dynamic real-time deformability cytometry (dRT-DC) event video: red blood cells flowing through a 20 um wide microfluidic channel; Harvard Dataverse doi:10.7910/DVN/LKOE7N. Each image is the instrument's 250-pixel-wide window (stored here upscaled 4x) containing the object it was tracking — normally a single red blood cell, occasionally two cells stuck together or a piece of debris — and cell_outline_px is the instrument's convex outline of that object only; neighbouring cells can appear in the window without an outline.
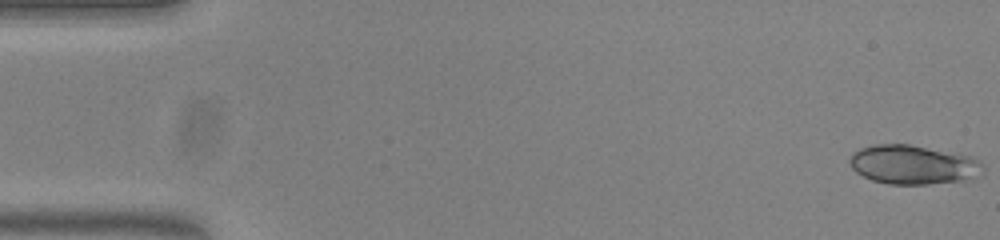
{"species": "common noctule bat (a hibernating species)", "species_latin": "Nyctalus noctula", "temperature_condition": "warm", "stored_images_in_passage": 53, "camera_frame_rate_fps": 3000, "um_per_image_px": 0.085, "animal": {"sex": "female", "body_mass_g": 23.0, "forearm_length_mm": 53.4}, "frame": {"image": 1, "passage_image": 1, "time_ms": 0.0, "image_size_px": [1000, 240], "cell_outline_px": [[984, 176], [972, 180], [928, 184], [888, 184], [872, 180], [856, 172], [848, 164], [848, 160], [852, 152], [860, 148], [876, 144], [908, 144], [972, 156], [980, 160], [984, 168]], "centroid_in_image_um": [77.67, 14.01], "position_along_channel_um": 7.3, "area_um2": 30.98}}
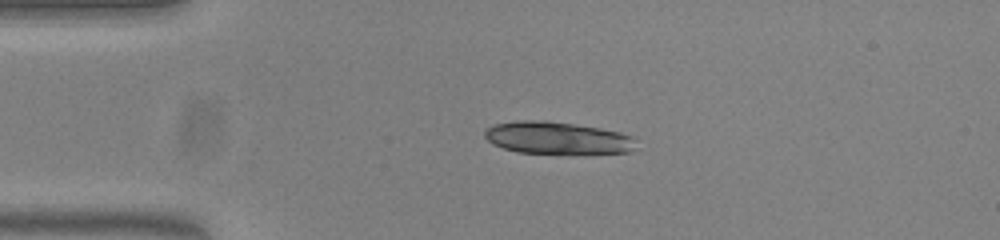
{"frame": {"image": 2, "passage_image": 12, "time_ms": 3.667, "image_size_px": [1000, 240], "cell_outline_px": [[636, 140], [632, 152], [516, 152], [492, 144], [484, 136], [484, 132], [492, 124], [516, 120], [548, 120], [600, 128], [620, 132], [632, 136]], "centroid_in_image_um": [47.32, 11.69], "position_along_channel_um": 37.7, "area_um2": 28.09}, "authors_computed_cell_mechanics": {"area_um2": 28.322, "velocity_mm_per_s": 3.8114, "shape_relaxation_time_tau1_ms": 9.137, "shape_relaxation_time_tau2_ms": 1.4577, "deformation_change_tau1": 0.4857, "deformation_change_tau2": 0.0617}}